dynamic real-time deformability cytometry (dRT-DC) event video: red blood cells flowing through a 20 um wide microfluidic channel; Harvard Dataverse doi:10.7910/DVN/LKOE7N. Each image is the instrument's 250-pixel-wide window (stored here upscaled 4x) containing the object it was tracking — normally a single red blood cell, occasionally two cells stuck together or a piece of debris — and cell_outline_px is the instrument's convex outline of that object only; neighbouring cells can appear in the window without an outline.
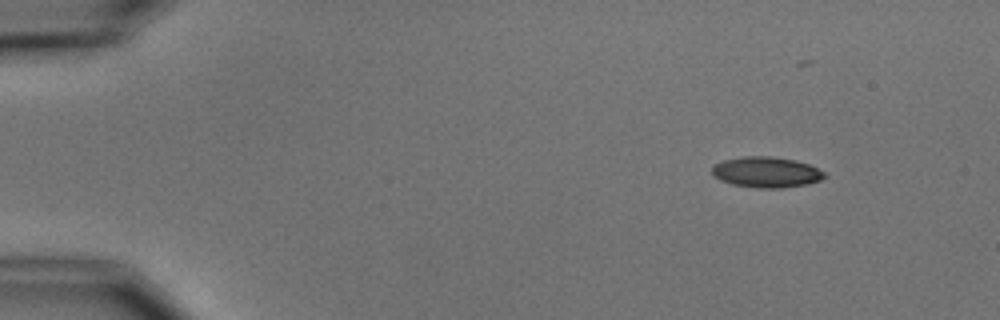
{"species": "common noctule bat (a hibernating species)", "species_latin": "Nyctalus noctula", "temperature_condition": "cold", "stored_images_in_passage": 5, "camera_frame_rate_fps": 3000, "um_per_image_px": 0.085, "animal": {"sex": "male", "body_mass_g": 15.6}, "frame": {"image": 1, "passage_image": 2, "time_ms": 2.333, "image_size_px": [1000, 320], "cell_outline_px": [[824, 176], [820, 180], [808, 184], [784, 188], [760, 188], [732, 184], [720, 180], [712, 176], [712, 168], [716, 164], [724, 160], [744, 156], [772, 156], [796, 160], [808, 164], [824, 172]], "centroid_in_image_um": [65.12, 14.63], "position_along_channel_um": 19.9, "area_um2": 20.06}}
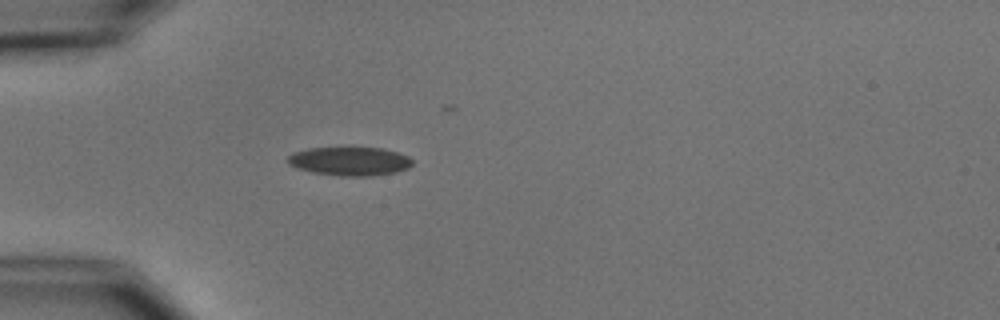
{"frame": {"image": 2, "passage_image": 5, "time_ms": 5.667, "image_size_px": [1000, 320], "cell_outline_px": [[412, 164], [408, 168], [396, 172], [372, 176], [340, 176], [312, 172], [296, 168], [288, 164], [284, 160], [292, 152], [308, 148], [352, 144], [384, 148], [408, 156], [412, 160]], "centroid_in_image_um": [29.68, 13.65], "position_along_channel_um": 55.3, "area_um2": 22.08}}